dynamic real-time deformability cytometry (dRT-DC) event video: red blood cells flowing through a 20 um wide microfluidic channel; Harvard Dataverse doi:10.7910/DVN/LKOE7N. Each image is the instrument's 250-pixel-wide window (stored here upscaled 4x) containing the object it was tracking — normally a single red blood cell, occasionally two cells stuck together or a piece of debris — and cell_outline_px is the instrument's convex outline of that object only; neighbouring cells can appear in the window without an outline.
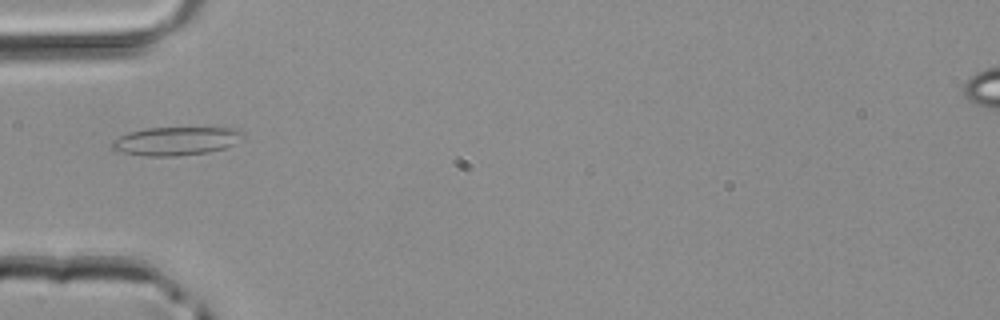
{"species": "common noctule bat (a hibernating species)", "species_latin": "Nyctalus noctula", "temperature_condition": "room temperature", "stored_images_in_passage": 4, "camera_frame_rate_fps": 3000, "um_per_image_px": 0.085, "animal": {"sex": "male", "body_mass_g": 20.4}, "frame": {"image": 1, "passage_image": 4, "time_ms": 1.0, "image_size_px": [1000, 320], "cell_outline_px": [[248, 136], [224, 148], [208, 152], [176, 156], [144, 156], [116, 152], [112, 148], [112, 140], [128, 132], [148, 128], [236, 128], [244, 132]], "centroid_in_image_um": [14.95, 11.99], "position_along_channel_um": 70.0, "area_um2": 21.85}}